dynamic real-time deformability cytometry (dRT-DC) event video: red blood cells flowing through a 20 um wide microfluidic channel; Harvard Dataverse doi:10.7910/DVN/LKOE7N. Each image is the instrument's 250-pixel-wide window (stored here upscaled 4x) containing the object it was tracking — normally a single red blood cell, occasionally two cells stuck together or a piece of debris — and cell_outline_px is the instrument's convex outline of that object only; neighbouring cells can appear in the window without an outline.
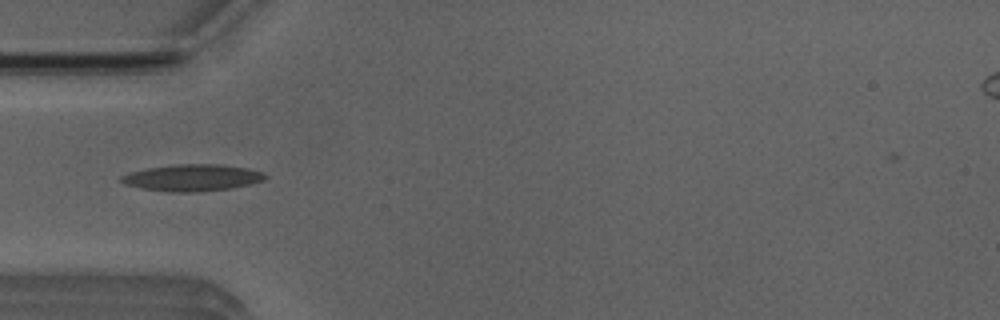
{"species": "Egyptian fruit bat (a non-hibernating species)", "species_latin": "Rousettus aegyptiacus", "temperature_condition": "room temperature", "stored_images_in_passage": 5, "camera_frame_rate_fps": 3000, "um_per_image_px": 0.085, "animal": {"sex": "male"}, "frame": {"image": 1, "passage_image": 5, "time_ms": 4.667, "image_size_px": [1000, 320], "cell_outline_px": [[268, 176], [264, 180], [232, 188], [200, 192], [172, 192], [140, 188], [124, 184], [120, 180], [120, 176], [132, 172], [148, 168], [176, 164], [220, 164], [248, 168], [264, 172]], "centroid_in_image_um": [16.37, 15.1], "position_along_channel_um": 68.6, "area_um2": 22.43}}